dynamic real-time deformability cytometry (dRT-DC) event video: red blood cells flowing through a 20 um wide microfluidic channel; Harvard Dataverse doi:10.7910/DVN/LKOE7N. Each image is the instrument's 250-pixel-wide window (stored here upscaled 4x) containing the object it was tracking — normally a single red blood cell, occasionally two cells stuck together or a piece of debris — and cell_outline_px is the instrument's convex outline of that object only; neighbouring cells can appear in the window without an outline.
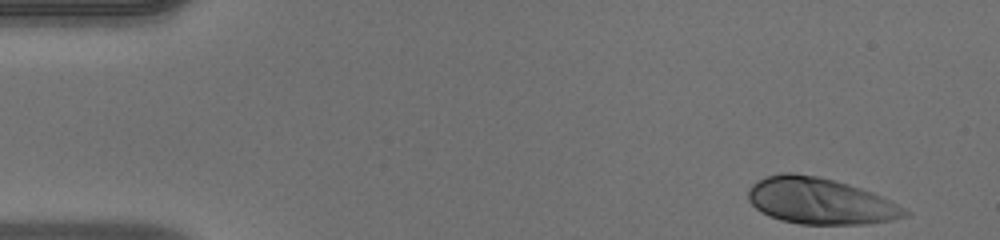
{"species": "human", "species_latin": "Homo sapiens", "temperature_condition": "warm", "stored_images_in_passage": 47, "camera_frame_rate_fps": 3000, "um_per_image_px": 0.085, "donor": {"sex": "male"}, "frame": {"image": 1, "passage_image": 1, "time_ms": 0.0, "image_size_px": [1000, 240], "cell_outline_px": [[908, 216], [892, 220], [864, 224], [800, 224], [780, 220], [760, 212], [748, 200], [748, 192], [752, 184], [756, 180], [780, 172], [792, 172], [816, 176], [848, 184], [872, 192], [896, 204], [908, 212]], "centroid_in_image_um": [69.65, 17.09], "position_along_channel_um": 15.3, "area_um2": 41.96}}
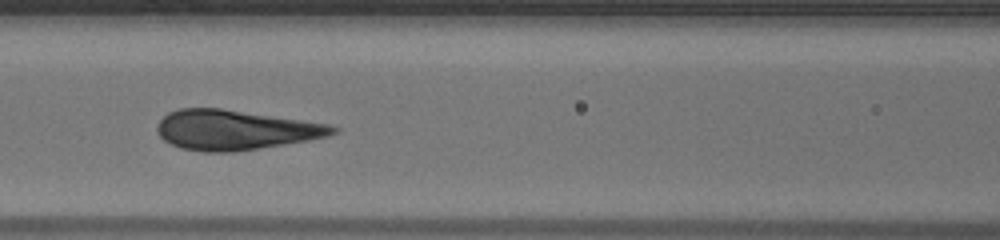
{"frame": {"image": 2, "passage_image": 19, "time_ms": 6.0, "image_size_px": [1000, 240], "cell_outline_px": [[340, 132], [328, 136], [308, 140], [284, 144], [232, 152], [204, 152], [180, 148], [164, 140], [156, 132], [156, 128], [160, 120], [168, 112], [180, 108], [220, 108], [328, 124], [340, 128]], "centroid_in_image_um": [19.97, 11.04], "position_along_channel_um": 146.6, "area_um2": 40.58}}
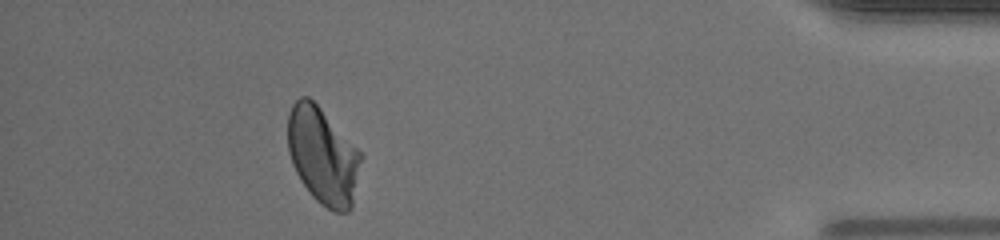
{"frame": {"image": 3, "passage_image": 42, "time_ms": 13.667, "image_size_px": [1000, 240], "cell_outline_px": [[364, 156], [352, 208], [348, 212], [332, 212], [320, 204], [312, 196], [300, 180], [292, 164], [288, 152], [288, 112], [292, 104], [300, 96], [308, 96], [320, 108]], "centroid_in_image_um": [27.45, 13.29], "position_along_channel_um": 407.7, "area_um2": 41.5}, "authors_computed_cell_mechanics": {"area_um2": 41.5582, "velocity_mm_per_s": 4.0872, "shape_relaxation_time_tau1_ms": 3.9019, "shape_relaxation_time_tau2_ms": null, "deformation_change_tau1": 0.171, "deformation_change_tau2": null}}